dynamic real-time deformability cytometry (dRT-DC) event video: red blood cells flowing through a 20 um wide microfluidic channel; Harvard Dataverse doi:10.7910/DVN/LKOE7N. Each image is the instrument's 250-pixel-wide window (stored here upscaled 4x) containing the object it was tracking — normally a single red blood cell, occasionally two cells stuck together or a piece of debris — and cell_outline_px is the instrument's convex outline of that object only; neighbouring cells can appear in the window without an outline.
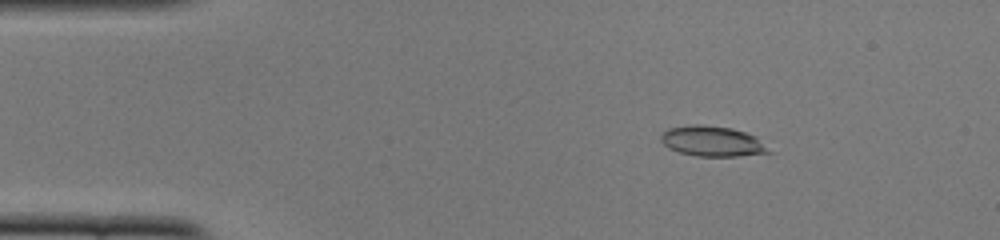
{"species": "common noctule bat (a hibernating species)", "species_latin": "Nyctalus noctula", "temperature_condition": "cold", "stored_images_in_passage": 51, "camera_frame_rate_fps": 3000, "um_per_image_px": 0.085, "animal": {"sex": "female", "body_mass_g": 22.0, "forearm_length_mm": 56.7}, "frame": {"image": 1, "passage_image": 8, "time_ms": 2.333, "image_size_px": [1000, 240], "cell_outline_px": [[772, 152], [736, 156], [696, 156], [680, 152], [668, 148], [660, 140], [660, 136], [668, 128], [692, 124], [700, 124], [732, 128], [756, 136]], "centroid_in_image_um": [60.52, 12.0], "position_along_channel_um": 24.5, "area_um2": 18.96}}
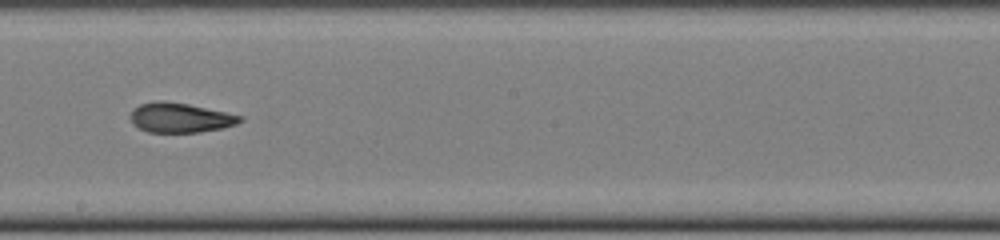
{"frame": {"image": 2, "passage_image": 29, "time_ms": 9.333, "image_size_px": [1000, 240], "cell_outline_px": [[244, 120], [236, 124], [224, 128], [200, 132], [148, 132], [140, 128], [132, 120], [132, 108], [140, 104], [156, 100], [164, 100], [188, 104], [244, 116]], "centroid_in_image_um": [15.36, 9.99], "position_along_channel_um": 232.8, "area_um2": 18.9}}
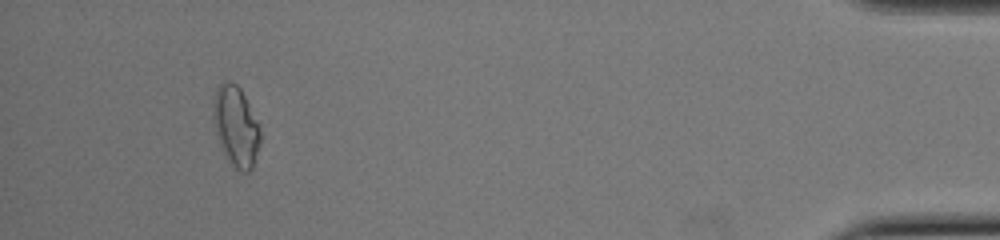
{"frame": {"image": 3, "passage_image": 48, "time_ms": 15.667, "image_size_px": [1000, 240], "cell_outline_px": [[260, 144], [252, 168], [248, 172], [240, 172], [224, 156], [220, 148], [212, 116], [212, 108], [216, 88], [224, 80], [228, 80], [236, 84], [240, 88], [248, 104], [260, 132]], "centroid_in_image_um": [20.01, 10.75], "position_along_channel_um": 415.2, "area_um2": 21.85}, "authors_computed_cell_mechanics": {"area_um2": 19.2474, "velocity_mm_per_s": 3.9218, "shape_relaxation_time_tau1_ms": null, "shape_relaxation_time_tau2_ms": 1.7723, "deformation_change_tau1": null, "deformation_change_tau2": 0.0796}}